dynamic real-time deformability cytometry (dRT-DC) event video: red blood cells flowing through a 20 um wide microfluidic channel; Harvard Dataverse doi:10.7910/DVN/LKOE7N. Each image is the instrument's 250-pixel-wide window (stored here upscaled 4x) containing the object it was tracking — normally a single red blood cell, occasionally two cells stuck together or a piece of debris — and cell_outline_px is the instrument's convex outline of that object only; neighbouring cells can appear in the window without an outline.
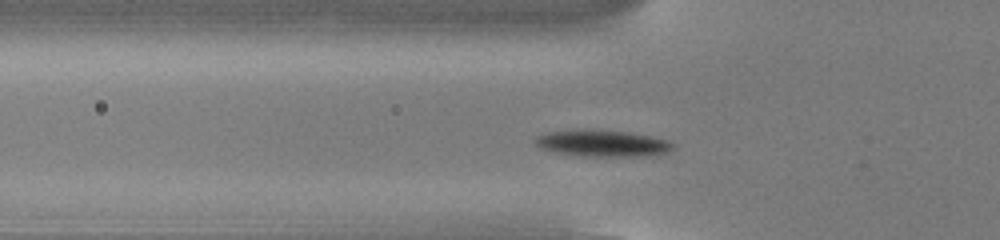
{"species": "common noctule bat (a hibernating species)", "species_latin": "Nyctalus noctula", "temperature_condition": "cold", "stored_images_in_passage": 48, "segment_of_instrument_passage": [1, 2], "camera_frame_rate_fps": 3000, "um_per_image_px": 0.085, "animal": {"sex": "male", "body_mass_g": 13.0, "forearm_length_mm": 53.1}, "frame": {"image": 1, "passage_image": 11, "time_ms": 3.333, "image_size_px": [1000, 240], "cell_outline_px": [[676, 144], [668, 152], [660, 156], [580, 156], [556, 152], [540, 148], [532, 144], [536, 136], [548, 132], [584, 128], [592, 128], [628, 132], [652, 136]], "centroid_in_image_um": [51.19, 12.17], "position_along_channel_um": 74.6, "area_um2": 21.91}}
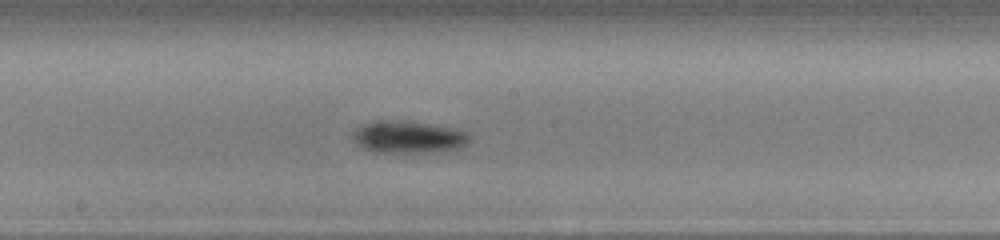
{"frame": {"image": 2, "passage_image": 22, "time_ms": 7.0, "image_size_px": [1000, 240], "cell_outline_px": [[472, 140], [468, 144], [460, 148], [444, 152], [380, 152], [364, 148], [356, 144], [352, 140], [352, 132], [360, 124], [372, 120], [408, 120], [456, 128], [468, 132]], "centroid_in_image_um": [34.74, 11.63], "position_along_channel_um": 213.5, "area_um2": 22.66}}
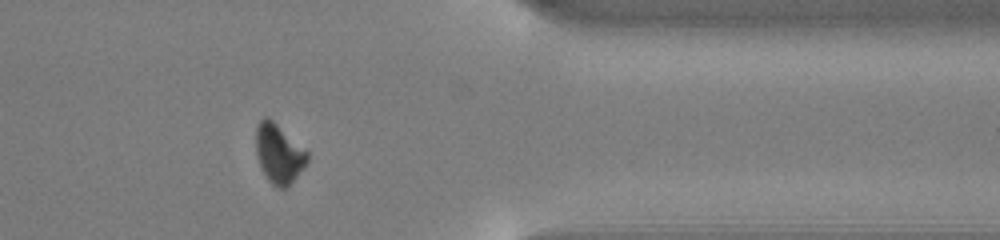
{"frame": {"image": 3, "passage_image": 37, "time_ms": 12.0, "image_size_px": [1000, 240], "cell_outline_px": [[308, 160], [304, 168], [284, 188], [280, 188], [272, 184], [268, 180], [256, 156], [256, 124], [264, 116], [268, 116], [308, 152]], "centroid_in_image_um": [23.68, 13.02], "position_along_channel_um": 387.7, "area_um2": 17.46}}